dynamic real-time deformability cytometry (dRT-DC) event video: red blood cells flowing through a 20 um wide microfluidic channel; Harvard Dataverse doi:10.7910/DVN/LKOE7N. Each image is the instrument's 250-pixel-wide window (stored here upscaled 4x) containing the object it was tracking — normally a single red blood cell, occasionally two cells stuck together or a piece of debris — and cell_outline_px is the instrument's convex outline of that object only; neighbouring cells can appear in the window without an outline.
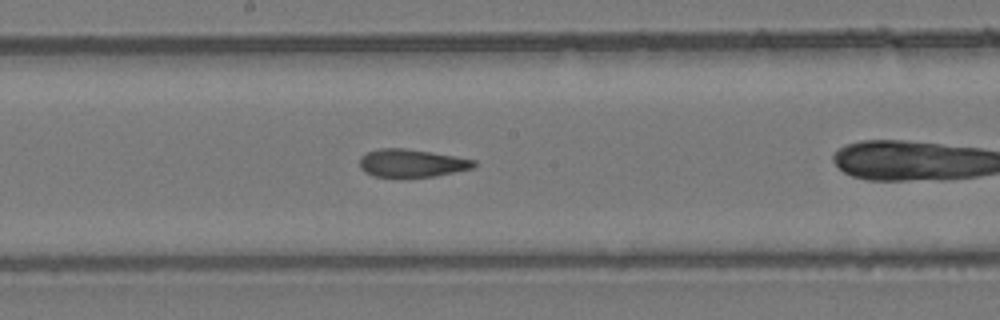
{"species": "common noctule bat (a hibernating species)", "species_latin": "Nyctalus noctula", "temperature_condition": "room temperature", "stored_images_in_passage": 26, "camera_frame_rate_fps": 3000, "um_per_image_px": 0.085, "animal": {"sex": "female", "body_mass_g": 24.6, "forearm_length_mm": 56.2}, "frame": {"image": 1, "passage_image": 13, "time_ms": 4.0, "image_size_px": [1000, 320], "cell_outline_px": [[476, 164], [472, 168], [436, 176], [372, 176], [364, 172], [360, 168], [360, 156], [368, 152], [380, 148], [404, 148], [432, 152], [476, 160]], "centroid_in_image_um": [34.97, 13.85], "position_along_channel_um": 213.2, "area_um2": 18.38}}
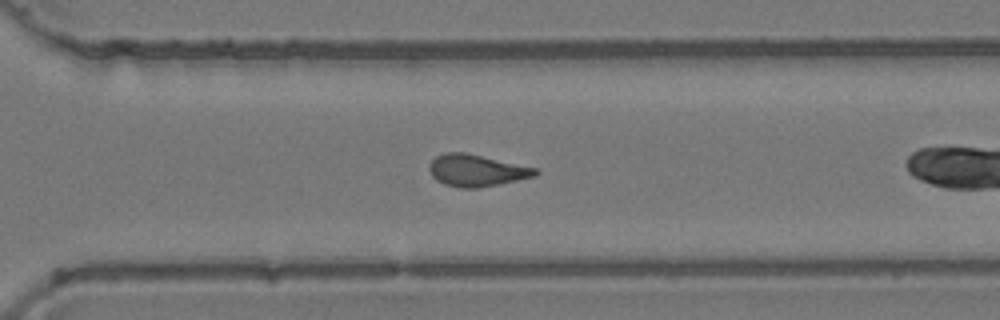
{"frame": {"image": 2, "passage_image": 22, "time_ms": 7.0, "image_size_px": [1000, 320], "cell_outline_px": [[540, 172], [536, 176], [500, 184], [476, 188], [460, 188], [444, 184], [436, 180], [432, 176], [428, 168], [428, 164], [436, 156], [444, 152], [464, 152], [540, 168]], "centroid_in_image_um": [40.53, 14.48], "position_along_channel_um": 330.1, "area_um2": 20.0}}
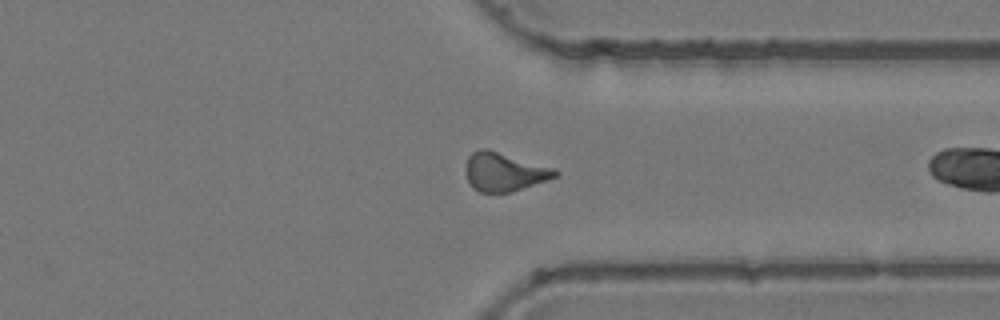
{"frame": {"image": 3, "passage_image": 25, "time_ms": 8.0, "image_size_px": [1000, 320], "cell_outline_px": [[560, 172], [556, 176], [548, 180], [512, 192], [480, 192], [472, 188], [464, 172], [464, 168], [468, 156], [472, 152], [480, 148], [488, 148], [556, 168]], "centroid_in_image_um": [42.85, 14.59], "position_along_channel_um": 368.6, "area_um2": 20.58}}